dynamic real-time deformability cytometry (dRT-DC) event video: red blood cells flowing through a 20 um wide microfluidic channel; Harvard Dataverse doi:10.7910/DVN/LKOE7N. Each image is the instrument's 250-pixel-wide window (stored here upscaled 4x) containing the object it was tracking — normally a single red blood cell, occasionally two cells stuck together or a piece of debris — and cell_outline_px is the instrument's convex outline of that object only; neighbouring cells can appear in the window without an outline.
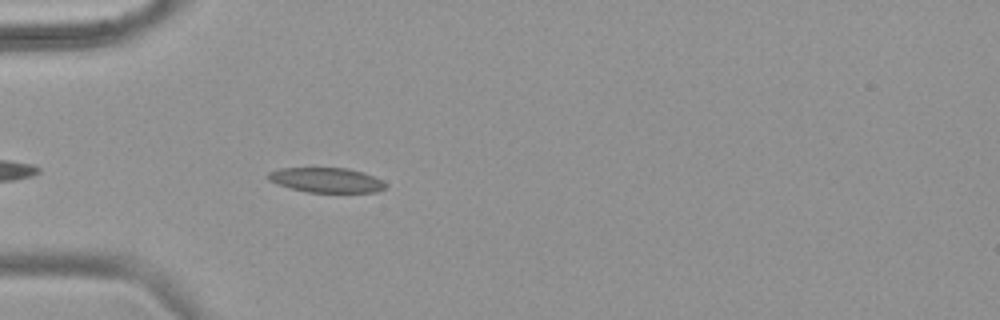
{"species": "common noctule bat (a hibernating species)", "species_latin": "Nyctalus noctula", "temperature_condition": "warm", "stored_images_in_passage": 34, "camera_frame_rate_fps": 3000, "um_per_image_px": 0.085, "animal": {"sex": "female", "body_mass_g": 18.4}, "frame": {"image": 1, "passage_image": 6, "time_ms": 1.667, "image_size_px": [1000, 320], "cell_outline_px": [[384, 188], [376, 192], [308, 192], [292, 188], [268, 180], [268, 172], [280, 168], [348, 168], [364, 172], [380, 180], [384, 184]], "centroid_in_image_um": [27.72, 15.3], "position_along_channel_um": 57.3, "area_um2": 16.65}}
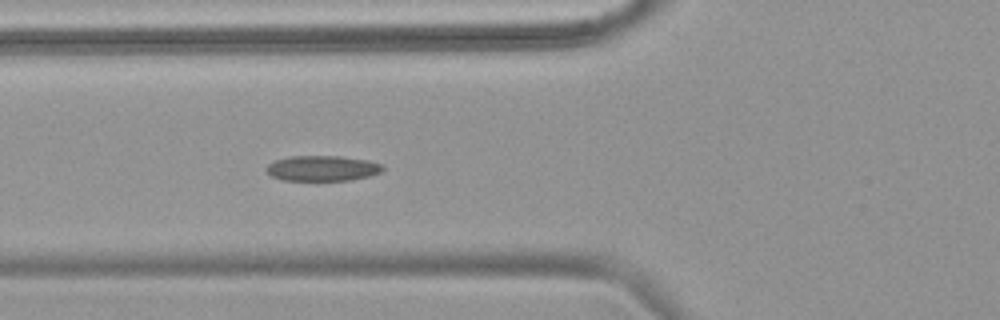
{"frame": {"image": 2, "passage_image": 10, "time_ms": 3.0, "image_size_px": [1000, 320], "cell_outline_px": [[384, 168], [380, 172], [368, 176], [348, 180], [280, 180], [272, 176], [264, 168], [268, 164], [276, 160], [292, 156], [340, 156], [368, 160], [380, 164]], "centroid_in_image_um": [27.37, 14.3], "position_along_channel_um": 98.4, "area_um2": 17.05}}